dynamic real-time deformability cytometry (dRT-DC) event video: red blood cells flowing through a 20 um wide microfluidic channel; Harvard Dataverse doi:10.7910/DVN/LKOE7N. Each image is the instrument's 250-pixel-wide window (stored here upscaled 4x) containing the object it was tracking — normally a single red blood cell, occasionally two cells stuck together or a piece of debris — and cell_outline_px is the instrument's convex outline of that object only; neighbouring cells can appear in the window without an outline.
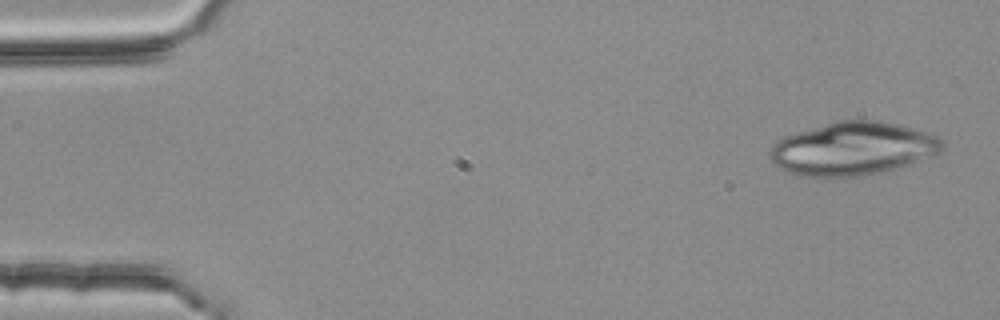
{"species": "common noctule bat (a hibernating species)", "species_latin": "Nyctalus noctula", "temperature_condition": "room temperature", "stored_images_in_passage": 4, "segment_of_instrument_passage": [1, 2], "camera_frame_rate_fps": 3000, "um_per_image_px": 0.085, "animal": {"sex": "female", "body_mass_g": 25.1}, "frame": {"image": 1, "passage_image": 1, "time_ms": 0.0, "image_size_px": [1000, 320], "cell_outline_px": [[944, 144], [940, 152], [936, 156], [880, 172], [860, 176], [800, 176], [776, 168], [768, 156], [772, 148], [784, 136], [796, 132], [836, 120], [872, 120], [896, 124], [924, 132], [936, 136]], "centroid_in_image_um": [72.45, 12.64], "position_along_channel_um": 12.5, "area_um2": 53.0}}